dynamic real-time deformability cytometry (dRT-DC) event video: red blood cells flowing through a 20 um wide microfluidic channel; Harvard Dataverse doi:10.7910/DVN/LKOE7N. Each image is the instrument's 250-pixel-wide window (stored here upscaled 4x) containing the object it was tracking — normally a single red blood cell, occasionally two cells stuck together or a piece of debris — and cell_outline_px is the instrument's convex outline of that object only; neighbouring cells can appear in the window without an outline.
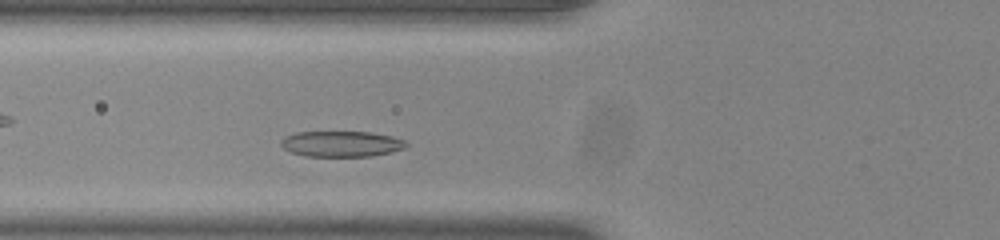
{"species": "common noctule bat (a hibernating species)", "species_latin": "Nyctalus noctula", "temperature_condition": "room temperature", "stored_images_in_passage": 37, "camera_frame_rate_fps": 3000, "um_per_image_px": 0.085, "animal": {"sex": "male", "body_mass_g": 20.0, "forearm_length_mm": 53.3}, "frame": {"image": 1, "passage_image": 7, "time_ms": 2.0, "image_size_px": [1000, 240], "cell_outline_px": [[408, 144], [404, 148], [392, 152], [372, 156], [304, 156], [292, 152], [284, 148], [280, 144], [280, 140], [284, 136], [296, 132], [368, 132], [392, 136], [404, 140]], "centroid_in_image_um": [29.0, 12.23], "position_along_channel_um": 96.8, "area_um2": 18.79}}
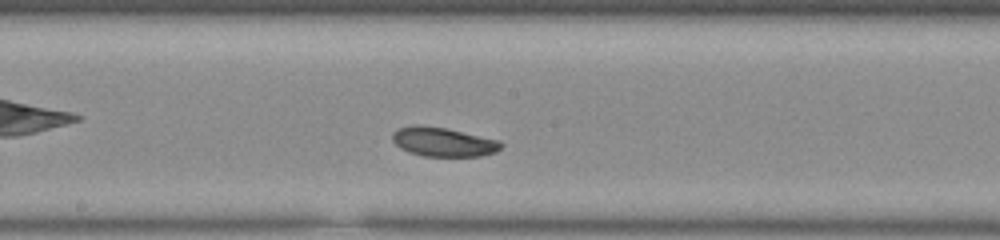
{"frame": {"image": 2, "passage_image": 16, "time_ms": 5.0, "image_size_px": [1000, 240], "cell_outline_px": [[504, 144], [496, 152], [480, 156], [424, 156], [408, 152], [400, 148], [392, 140], [392, 132], [396, 128], [412, 124], [420, 124], [448, 128], [500, 140]], "centroid_in_image_um": [37.65, 12.04], "position_along_channel_um": 210.6, "area_um2": 18.84}}
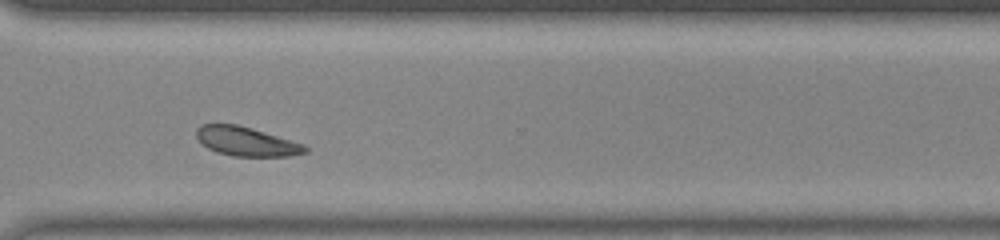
{"frame": {"image": 3, "passage_image": 27, "time_ms": 8.667, "image_size_px": [1000, 240], "cell_outline_px": [[308, 152], [288, 156], [232, 156], [216, 152], [208, 148], [196, 136], [196, 128], [200, 124], [236, 124], [252, 128], [304, 144], [308, 148]], "centroid_in_image_um": [20.94, 12.02], "position_along_channel_um": 349.7, "area_um2": 18.38}, "authors_computed_cell_mechanics": {"area_um2": 18.7272, "velocity_mm_per_s": 3.7914, "shape_relaxation_time_tau1_ms": 4.7682, "shape_relaxation_time_tau2_ms": 3.48, "deformation_change_tau1": 0.1189, "deformation_change_tau2": 0.0695}}